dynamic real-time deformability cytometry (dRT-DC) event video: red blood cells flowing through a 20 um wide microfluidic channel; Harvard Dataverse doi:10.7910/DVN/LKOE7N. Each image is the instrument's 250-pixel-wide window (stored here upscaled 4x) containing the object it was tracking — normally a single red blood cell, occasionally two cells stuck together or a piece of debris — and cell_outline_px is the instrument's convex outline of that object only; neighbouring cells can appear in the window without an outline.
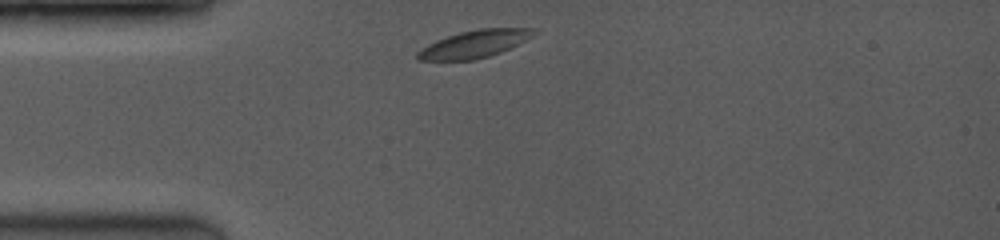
{"species": "common noctule bat (a hibernating species)", "species_latin": "Nyctalus noctula", "temperature_condition": "room temperature", "stored_images_in_passage": 8, "camera_frame_rate_fps": 3500, "um_per_image_px": 0.085, "animal": {"sex": "female", "body_mass_g": 19.0, "forearm_length_mm": 53.3}, "frame": {"image": 1, "passage_image": 1, "time_ms": 0.0, "image_size_px": [1000, 240], "cell_outline_px": [[536, 32], [532, 36], [500, 52], [488, 56], [472, 60], [420, 60], [416, 56], [416, 52], [420, 48], [436, 40], [460, 32], [480, 28], [536, 28]], "centroid_in_image_um": [40.28, 3.73], "position_along_channel_um": 44.7, "area_um2": 18.32}}
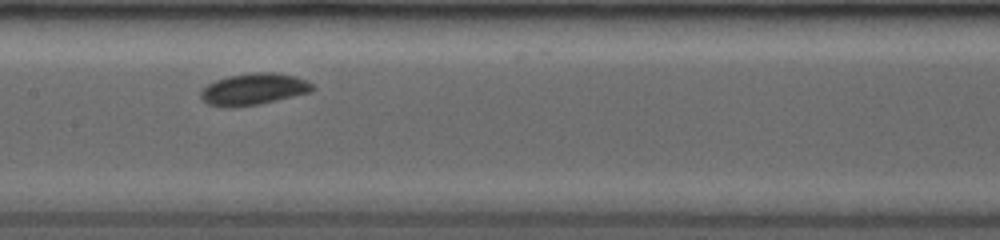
{"frame": {"image": 2, "passage_image": 7, "time_ms": 4.0, "image_size_px": [1000, 240], "cell_outline_px": [[316, 88], [312, 92], [256, 104], [232, 108], [228, 108], [208, 104], [200, 96], [200, 92], [208, 84], [216, 80], [228, 76], [252, 72], [272, 72], [296, 76], [308, 80]], "centroid_in_image_um": [21.59, 7.57], "position_along_channel_um": 185.8, "area_um2": 20.58}}
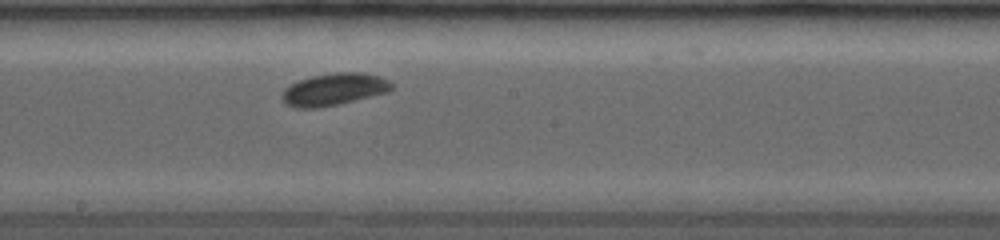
{"frame": {"image": 3, "passage_image": 8, "time_ms": 4.857, "image_size_px": [1000, 240], "cell_outline_px": [[396, 84], [388, 92], [336, 104], [316, 108], [296, 108], [280, 100], [280, 92], [284, 88], [300, 80], [312, 76], [336, 72], [360, 72], [380, 76]], "centroid_in_image_um": [28.37, 7.59], "position_along_channel_um": 219.8, "area_um2": 20.52}}